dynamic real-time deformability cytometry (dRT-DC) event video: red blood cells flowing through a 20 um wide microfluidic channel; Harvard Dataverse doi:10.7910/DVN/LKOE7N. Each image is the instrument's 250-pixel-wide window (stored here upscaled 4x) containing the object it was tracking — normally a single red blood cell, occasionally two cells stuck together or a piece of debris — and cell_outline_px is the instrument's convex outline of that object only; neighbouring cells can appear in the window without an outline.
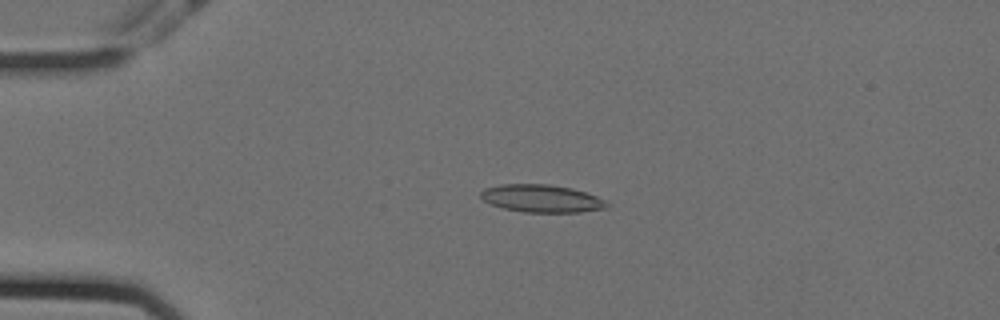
{"species": "Egyptian fruit bat (a non-hibernating species)", "species_latin": "Rousettus aegyptiacus", "temperature_condition": "cold", "stored_images_in_passage": 58, "camera_frame_rate_fps": 3000, "um_per_image_px": 0.085, "animal": {"sex": "female"}, "frame": {"image": 1, "passage_image": 14, "time_ms": 4.333, "image_size_px": [1000, 320], "cell_outline_px": [[612, 204], [608, 208], [580, 212], [524, 212], [504, 208], [492, 204], [484, 200], [480, 196], [480, 192], [484, 188], [500, 184], [548, 184], [572, 188], [608, 200]], "centroid_in_image_um": [46.09, 16.87], "position_along_channel_um": 38.9, "area_um2": 20.46}}
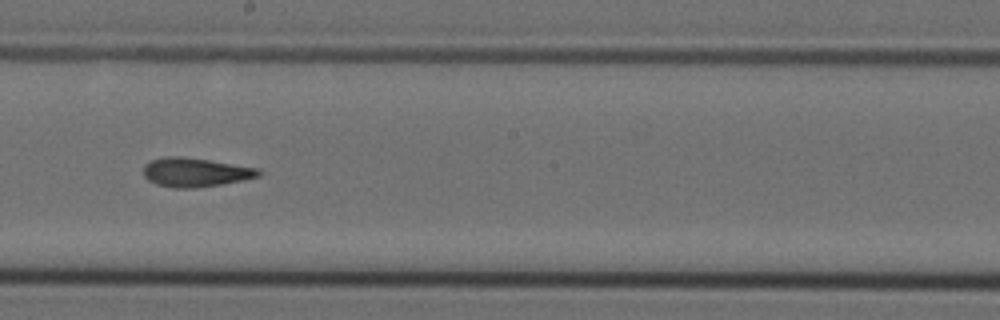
{"frame": {"image": 2, "passage_image": 33, "time_ms": 10.667, "image_size_px": [1000, 320], "cell_outline_px": [[260, 176], [244, 180], [196, 188], [172, 188], [156, 184], [148, 180], [144, 176], [144, 164], [152, 160], [164, 156], [180, 156], [208, 160], [260, 168]], "centroid_in_image_um": [16.59, 14.65], "position_along_channel_um": 231.6, "area_um2": 19.48}}
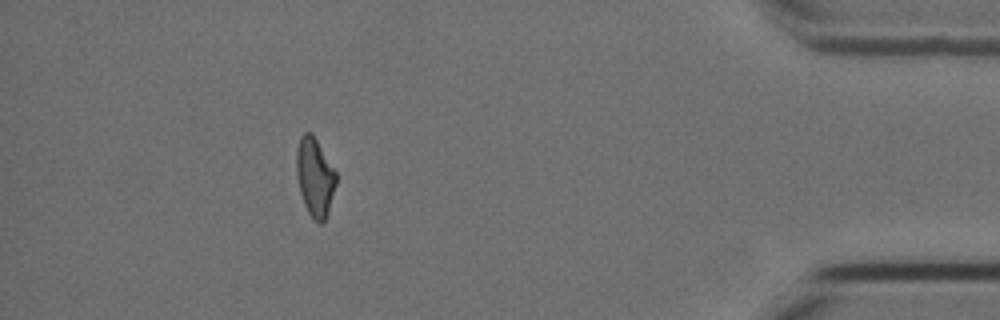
{"frame": {"image": 3, "passage_image": 52, "time_ms": 17.0, "image_size_px": [1000, 320], "cell_outline_px": [[336, 184], [328, 212], [324, 220], [320, 224], [308, 212], [304, 204], [300, 192], [296, 176], [296, 148], [300, 136], [304, 132], [312, 132], [336, 172]], "centroid_in_image_um": [26.74, 15.01], "position_along_channel_um": 408.5, "area_um2": 18.09}, "authors_computed_cell_mechanics": {"area_um2": 19.0451, "velocity_mm_per_s": 3.576, "shape_relaxation_time_tau1_ms": null, "shape_relaxation_time_tau2_ms": 4.0187, "deformation_change_tau1": null, "deformation_change_tau2": 0.1334}}